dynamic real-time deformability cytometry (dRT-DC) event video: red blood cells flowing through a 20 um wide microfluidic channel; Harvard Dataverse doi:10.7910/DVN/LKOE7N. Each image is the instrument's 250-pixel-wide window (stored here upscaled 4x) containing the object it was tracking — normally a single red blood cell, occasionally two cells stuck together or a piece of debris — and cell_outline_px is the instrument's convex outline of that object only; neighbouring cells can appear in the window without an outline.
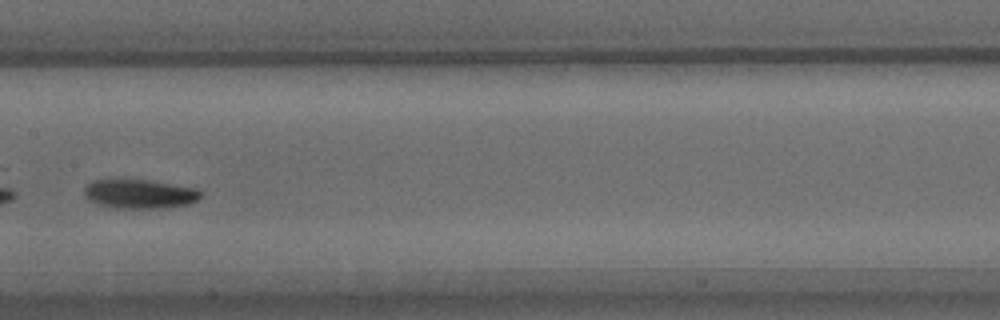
{"species": "common noctule bat (a hibernating species)", "species_latin": "Nyctalus noctula", "temperature_condition": "warm", "stored_images_in_passage": 29, "camera_frame_rate_fps": 3000, "um_per_image_px": 0.085, "animal": {"sex": "male", "body_mass_g": 15.6}, "frame": {"image": 1, "passage_image": 9, "time_ms": 2.667, "image_size_px": [1000, 320], "cell_outline_px": [[204, 196], [188, 204], [164, 208], [120, 208], [100, 204], [88, 200], [84, 196], [84, 188], [92, 180], [148, 180], [196, 188], [204, 192]], "centroid_in_image_um": [11.91, 16.48], "position_along_channel_um": 195.5, "area_um2": 19.71}}
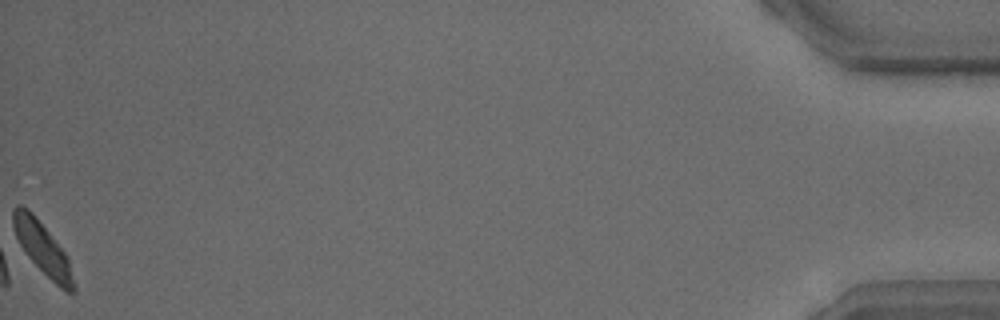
{"frame": {"image": 2, "passage_image": 29, "time_ms": 9.333, "image_size_px": [1000, 320], "cell_outline_px": [[76, 292], [68, 292], [60, 288], [16, 244], [12, 224], [12, 208], [16, 204], [20, 204], [28, 208], [32, 212], [64, 252], [68, 260], [76, 288]], "centroid_in_image_um": [3.54, 21.05], "position_along_channel_um": 431.7, "area_um2": 18.26}}